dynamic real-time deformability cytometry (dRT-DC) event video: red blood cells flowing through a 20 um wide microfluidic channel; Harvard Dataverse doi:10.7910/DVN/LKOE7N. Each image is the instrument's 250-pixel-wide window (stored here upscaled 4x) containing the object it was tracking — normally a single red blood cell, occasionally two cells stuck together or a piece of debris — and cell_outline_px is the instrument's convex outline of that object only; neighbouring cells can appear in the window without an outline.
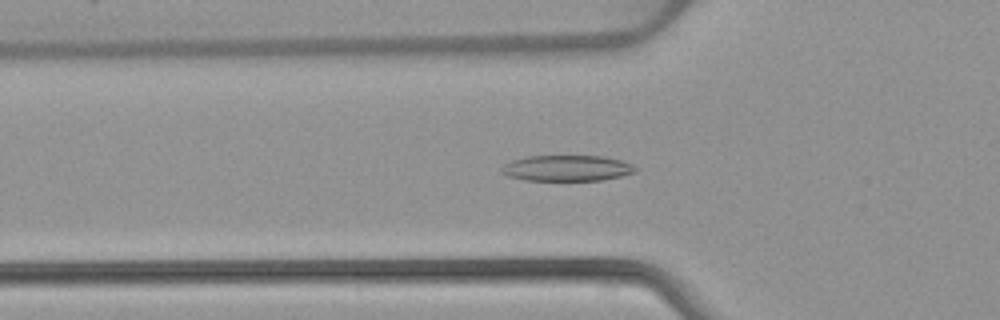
{"species": "common noctule bat (a hibernating species)", "species_latin": "Nyctalus noctula", "temperature_condition": "warm", "stored_images_in_passage": 52, "camera_frame_rate_fps": 3000, "um_per_image_px": 0.085, "animal": {"sex": "female", "body_mass_g": 22.7, "forearm_length_mm": 54.2}, "frame": {"image": 1, "passage_image": 18, "time_ms": 5.667, "image_size_px": [1000, 320], "cell_outline_px": [[636, 172], [604, 180], [524, 180], [508, 176], [500, 172], [500, 168], [504, 164], [512, 160], [524, 156], [604, 156], [620, 160], [632, 164], [636, 168]], "centroid_in_image_um": [48.16, 14.29], "position_along_channel_um": 77.6, "area_um2": 20.23}}
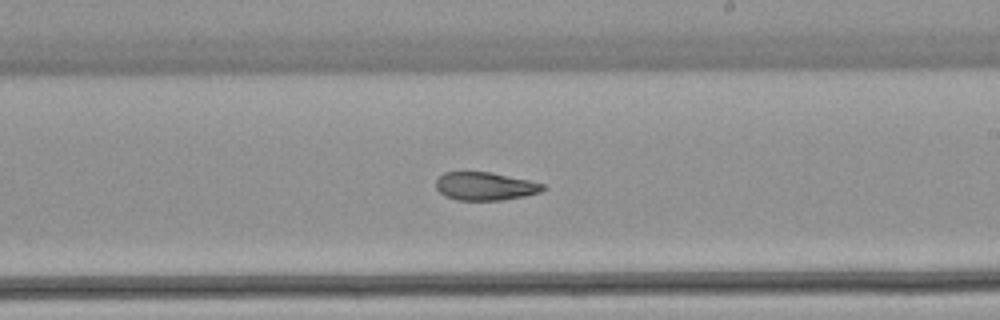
{"frame": {"image": 2, "passage_image": 31, "time_ms": 10.0, "image_size_px": [1000, 320], "cell_outline_px": [[544, 188], [540, 192], [524, 196], [504, 200], [456, 200], [444, 196], [436, 188], [436, 180], [444, 172], [488, 172], [528, 180], [544, 184]], "centroid_in_image_um": [41.2, 15.84], "position_along_channel_um": 247.8, "area_um2": 17.4}}
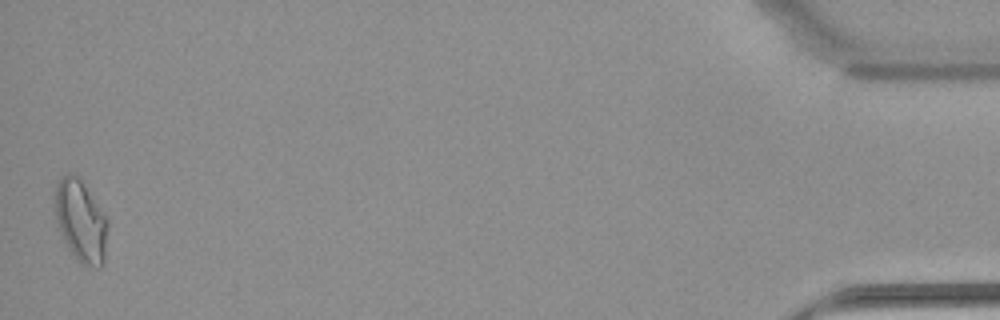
{"frame": {"image": 3, "passage_image": 52, "time_ms": 17.0, "image_size_px": [1000, 320], "cell_outline_px": [[108, 224], [104, 264], [100, 268], [96, 268], [80, 264], [68, 248], [64, 240], [56, 220], [52, 200], [56, 184], [60, 176], [68, 172], [72, 172], [80, 176], [104, 216]], "centroid_in_image_um": [6.83, 18.75], "position_along_channel_um": 428.4, "area_um2": 25.66}, "authors_computed_cell_mechanics": {"area_um2": 19.9988, "velocity_mm_per_s": 3.9148, "shape_relaxation_time_tau1_ms": 10.0545, "shape_relaxation_time_tau2_ms": 3.2013, "deformation_change_tau1": 0.245, "deformation_change_tau2": 0.1122}}